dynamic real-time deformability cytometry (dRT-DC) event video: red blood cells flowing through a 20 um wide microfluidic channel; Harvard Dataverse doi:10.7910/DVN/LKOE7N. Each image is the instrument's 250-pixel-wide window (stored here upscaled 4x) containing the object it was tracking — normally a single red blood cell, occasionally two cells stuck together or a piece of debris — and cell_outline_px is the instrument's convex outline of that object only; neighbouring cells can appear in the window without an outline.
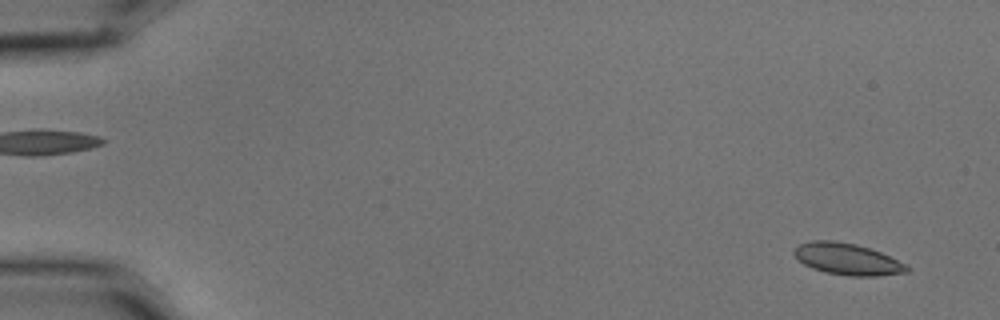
{"species": "common noctule bat (a hibernating species)", "species_latin": "Nyctalus noctula", "temperature_condition": "cold", "stored_images_in_passage": 2, "camera_frame_rate_fps": 3000, "um_per_image_px": 0.085, "animal": {"sex": "male", "body_mass_g": 15.6}, "frame": {"image": 1, "passage_image": 1, "time_ms": 0.0, "image_size_px": [1000, 320], "cell_outline_px": [[912, 268], [908, 272], [876, 276], [848, 276], [824, 272], [812, 268], [804, 264], [792, 252], [800, 244], [812, 240], [832, 240], [856, 244], [880, 252], [908, 264]], "centroid_in_image_um": [72.07, 22.03], "position_along_channel_um": 12.9, "area_um2": 20.81}}